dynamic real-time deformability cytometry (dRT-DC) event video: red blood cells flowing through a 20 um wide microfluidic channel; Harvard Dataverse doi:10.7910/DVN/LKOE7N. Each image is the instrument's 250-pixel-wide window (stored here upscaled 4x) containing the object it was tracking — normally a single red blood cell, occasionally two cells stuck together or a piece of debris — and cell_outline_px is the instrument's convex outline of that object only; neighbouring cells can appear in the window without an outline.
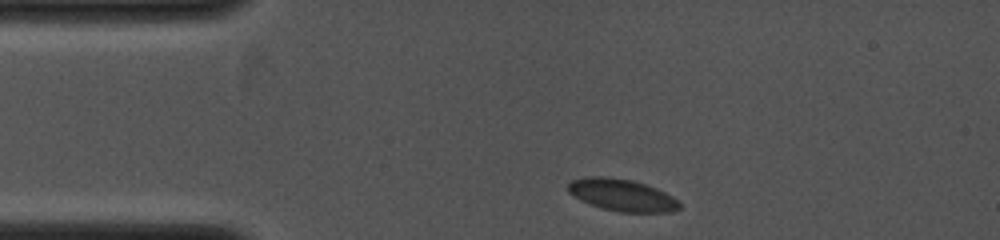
{"species": "common noctule bat (a hibernating species)", "species_latin": "Nyctalus noctula", "temperature_condition": "cold", "stored_images_in_passage": 2, "camera_frame_rate_fps": 4000, "um_per_image_px": 0.085, "animal": {"sex": "female", "body_mass_g": 19.0, "forearm_length_mm": 53.3}, "frame": {"image": 1, "passage_image": 1, "time_ms": 0.0, "image_size_px": [1000, 240], "cell_outline_px": [[680, 208], [672, 212], [620, 212], [604, 208], [580, 200], [568, 192], [568, 184], [572, 180], [584, 176], [608, 176], [632, 180], [656, 188], [680, 200]], "centroid_in_image_um": [52.88, 16.57], "position_along_channel_um": 32.1, "area_um2": 20.81}}